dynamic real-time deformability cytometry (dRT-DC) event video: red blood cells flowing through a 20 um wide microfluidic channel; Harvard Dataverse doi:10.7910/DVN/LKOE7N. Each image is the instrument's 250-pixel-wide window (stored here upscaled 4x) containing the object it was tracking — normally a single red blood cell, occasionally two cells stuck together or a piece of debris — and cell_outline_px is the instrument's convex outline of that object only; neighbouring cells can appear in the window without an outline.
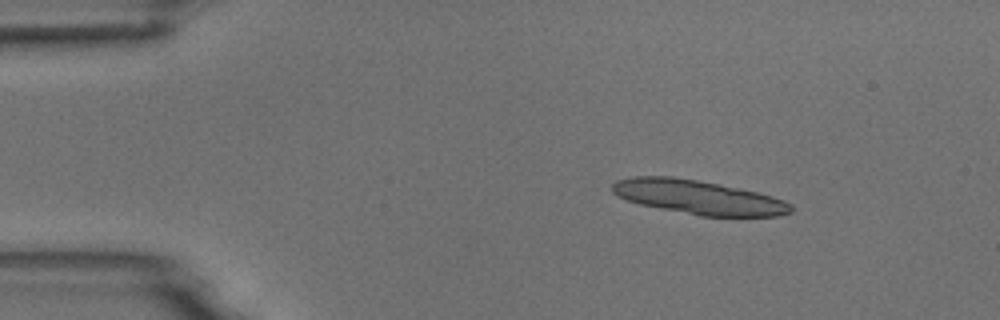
{"species": "common noctule bat (a hibernating species)", "species_latin": "Nyctalus noctula", "temperature_condition": "room temperature", "stored_images_in_passage": 3, "camera_frame_rate_fps": 3000, "um_per_image_px": 0.085, "animal": {"sex": "male", "body_mass_g": 18.8}, "frame": {"image": 1, "passage_image": 1, "time_ms": 0.0, "image_size_px": [1000, 320], "cell_outline_px": [[792, 212], [776, 216], [700, 216], [640, 204], [628, 200], [612, 192], [612, 184], [616, 180], [632, 176], [672, 176], [720, 184], [756, 192], [772, 196], [784, 200], [792, 204]], "centroid_in_image_um": [59.36, 16.76], "position_along_channel_um": 25.6, "area_um2": 35.26}}